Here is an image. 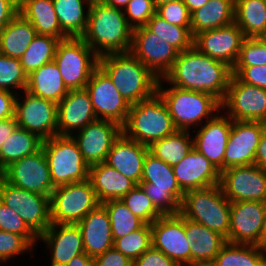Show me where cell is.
Segmentation results:
<instances>
[{"label":"cell","mask_w":266,"mask_h":266,"mask_svg":"<svg viewBox=\"0 0 266 266\" xmlns=\"http://www.w3.org/2000/svg\"><path fill=\"white\" fill-rule=\"evenodd\" d=\"M232 75L231 67L200 53L193 46L179 52L174 65L163 79L167 84L180 89L209 93L222 102Z\"/></svg>","instance_id":"1"},{"label":"cell","mask_w":266,"mask_h":266,"mask_svg":"<svg viewBox=\"0 0 266 266\" xmlns=\"http://www.w3.org/2000/svg\"><path fill=\"white\" fill-rule=\"evenodd\" d=\"M133 29L128 25L124 11L92 0L88 24L81 38L99 56L130 52Z\"/></svg>","instance_id":"2"},{"label":"cell","mask_w":266,"mask_h":266,"mask_svg":"<svg viewBox=\"0 0 266 266\" xmlns=\"http://www.w3.org/2000/svg\"><path fill=\"white\" fill-rule=\"evenodd\" d=\"M99 67L130 105L150 98L157 92L159 78L131 52L103 55L99 57Z\"/></svg>","instance_id":"3"},{"label":"cell","mask_w":266,"mask_h":266,"mask_svg":"<svg viewBox=\"0 0 266 266\" xmlns=\"http://www.w3.org/2000/svg\"><path fill=\"white\" fill-rule=\"evenodd\" d=\"M157 92L166 103L176 130L193 131L221 112V102L213 95L167 85L163 78L158 81Z\"/></svg>","instance_id":"4"},{"label":"cell","mask_w":266,"mask_h":266,"mask_svg":"<svg viewBox=\"0 0 266 266\" xmlns=\"http://www.w3.org/2000/svg\"><path fill=\"white\" fill-rule=\"evenodd\" d=\"M123 133L143 145L150 146L176 131L168 107L156 92L150 98L131 105Z\"/></svg>","instance_id":"5"},{"label":"cell","mask_w":266,"mask_h":266,"mask_svg":"<svg viewBox=\"0 0 266 266\" xmlns=\"http://www.w3.org/2000/svg\"><path fill=\"white\" fill-rule=\"evenodd\" d=\"M231 202L220 184L189 190L184 193L180 214L223 235L228 242Z\"/></svg>","instance_id":"6"},{"label":"cell","mask_w":266,"mask_h":266,"mask_svg":"<svg viewBox=\"0 0 266 266\" xmlns=\"http://www.w3.org/2000/svg\"><path fill=\"white\" fill-rule=\"evenodd\" d=\"M162 215L180 213L184 191L174 175L173 166L147 153L139 184Z\"/></svg>","instance_id":"7"},{"label":"cell","mask_w":266,"mask_h":266,"mask_svg":"<svg viewBox=\"0 0 266 266\" xmlns=\"http://www.w3.org/2000/svg\"><path fill=\"white\" fill-rule=\"evenodd\" d=\"M42 149L55 187L89 179V165L72 136L44 139Z\"/></svg>","instance_id":"8"},{"label":"cell","mask_w":266,"mask_h":266,"mask_svg":"<svg viewBox=\"0 0 266 266\" xmlns=\"http://www.w3.org/2000/svg\"><path fill=\"white\" fill-rule=\"evenodd\" d=\"M68 90L85 89L99 67V56L81 37H68L58 42L53 60Z\"/></svg>","instance_id":"9"},{"label":"cell","mask_w":266,"mask_h":266,"mask_svg":"<svg viewBox=\"0 0 266 266\" xmlns=\"http://www.w3.org/2000/svg\"><path fill=\"white\" fill-rule=\"evenodd\" d=\"M100 204L89 179L57 186L50 196L51 224H78Z\"/></svg>","instance_id":"10"},{"label":"cell","mask_w":266,"mask_h":266,"mask_svg":"<svg viewBox=\"0 0 266 266\" xmlns=\"http://www.w3.org/2000/svg\"><path fill=\"white\" fill-rule=\"evenodd\" d=\"M0 201L15 210L38 237L51 225L50 196L29 192L14 186L1 175Z\"/></svg>","instance_id":"11"},{"label":"cell","mask_w":266,"mask_h":266,"mask_svg":"<svg viewBox=\"0 0 266 266\" xmlns=\"http://www.w3.org/2000/svg\"><path fill=\"white\" fill-rule=\"evenodd\" d=\"M221 110L231 120L266 123V89L244 83L232 75Z\"/></svg>","instance_id":"12"},{"label":"cell","mask_w":266,"mask_h":266,"mask_svg":"<svg viewBox=\"0 0 266 266\" xmlns=\"http://www.w3.org/2000/svg\"><path fill=\"white\" fill-rule=\"evenodd\" d=\"M57 104L26 90L17 94L15 119L19 127L37 134L42 140L58 135Z\"/></svg>","instance_id":"13"},{"label":"cell","mask_w":266,"mask_h":266,"mask_svg":"<svg viewBox=\"0 0 266 266\" xmlns=\"http://www.w3.org/2000/svg\"><path fill=\"white\" fill-rule=\"evenodd\" d=\"M220 186L230 202L266 203V172L255 164L234 166L221 171Z\"/></svg>","instance_id":"14"},{"label":"cell","mask_w":266,"mask_h":266,"mask_svg":"<svg viewBox=\"0 0 266 266\" xmlns=\"http://www.w3.org/2000/svg\"><path fill=\"white\" fill-rule=\"evenodd\" d=\"M0 175L12 185L40 195L51 196L55 189L42 148L11 163Z\"/></svg>","instance_id":"15"},{"label":"cell","mask_w":266,"mask_h":266,"mask_svg":"<svg viewBox=\"0 0 266 266\" xmlns=\"http://www.w3.org/2000/svg\"><path fill=\"white\" fill-rule=\"evenodd\" d=\"M130 52L159 79L170 71L179 55L175 47L145 26L133 29Z\"/></svg>","instance_id":"16"},{"label":"cell","mask_w":266,"mask_h":266,"mask_svg":"<svg viewBox=\"0 0 266 266\" xmlns=\"http://www.w3.org/2000/svg\"><path fill=\"white\" fill-rule=\"evenodd\" d=\"M85 89L97 119L115 121L121 126L126 123L131 105L100 67L93 72Z\"/></svg>","instance_id":"17"},{"label":"cell","mask_w":266,"mask_h":266,"mask_svg":"<svg viewBox=\"0 0 266 266\" xmlns=\"http://www.w3.org/2000/svg\"><path fill=\"white\" fill-rule=\"evenodd\" d=\"M152 246L179 266L191 262V244L185 233V218L179 213L162 215L151 224Z\"/></svg>","instance_id":"18"},{"label":"cell","mask_w":266,"mask_h":266,"mask_svg":"<svg viewBox=\"0 0 266 266\" xmlns=\"http://www.w3.org/2000/svg\"><path fill=\"white\" fill-rule=\"evenodd\" d=\"M244 39L243 31L233 22L227 26L196 34L193 46L200 53L221 61L233 69Z\"/></svg>","instance_id":"19"},{"label":"cell","mask_w":266,"mask_h":266,"mask_svg":"<svg viewBox=\"0 0 266 266\" xmlns=\"http://www.w3.org/2000/svg\"><path fill=\"white\" fill-rule=\"evenodd\" d=\"M122 126L111 120L97 119L72 135L83 159L89 165L105 162Z\"/></svg>","instance_id":"20"},{"label":"cell","mask_w":266,"mask_h":266,"mask_svg":"<svg viewBox=\"0 0 266 266\" xmlns=\"http://www.w3.org/2000/svg\"><path fill=\"white\" fill-rule=\"evenodd\" d=\"M265 127L266 123L261 121L232 120L224 154V170L254 164L256 149Z\"/></svg>","instance_id":"21"},{"label":"cell","mask_w":266,"mask_h":266,"mask_svg":"<svg viewBox=\"0 0 266 266\" xmlns=\"http://www.w3.org/2000/svg\"><path fill=\"white\" fill-rule=\"evenodd\" d=\"M232 120L221 110L202 126L191 131L194 149L203 154L220 172L224 170V154ZM195 133V134H194Z\"/></svg>","instance_id":"22"},{"label":"cell","mask_w":266,"mask_h":266,"mask_svg":"<svg viewBox=\"0 0 266 266\" xmlns=\"http://www.w3.org/2000/svg\"><path fill=\"white\" fill-rule=\"evenodd\" d=\"M266 213V203L259 201L231 202L228 242L258 246Z\"/></svg>","instance_id":"23"},{"label":"cell","mask_w":266,"mask_h":266,"mask_svg":"<svg viewBox=\"0 0 266 266\" xmlns=\"http://www.w3.org/2000/svg\"><path fill=\"white\" fill-rule=\"evenodd\" d=\"M58 135L72 136L97 120L89 93L86 89L69 90L57 104Z\"/></svg>","instance_id":"24"},{"label":"cell","mask_w":266,"mask_h":266,"mask_svg":"<svg viewBox=\"0 0 266 266\" xmlns=\"http://www.w3.org/2000/svg\"><path fill=\"white\" fill-rule=\"evenodd\" d=\"M49 249L50 265L65 266L72 258L85 253L82 234L77 224H51L38 237Z\"/></svg>","instance_id":"25"},{"label":"cell","mask_w":266,"mask_h":266,"mask_svg":"<svg viewBox=\"0 0 266 266\" xmlns=\"http://www.w3.org/2000/svg\"><path fill=\"white\" fill-rule=\"evenodd\" d=\"M173 171L184 192L220 184L221 172L194 148L173 166Z\"/></svg>","instance_id":"26"},{"label":"cell","mask_w":266,"mask_h":266,"mask_svg":"<svg viewBox=\"0 0 266 266\" xmlns=\"http://www.w3.org/2000/svg\"><path fill=\"white\" fill-rule=\"evenodd\" d=\"M148 152V146L128 138L122 132L113 143L105 163L139 185Z\"/></svg>","instance_id":"27"},{"label":"cell","mask_w":266,"mask_h":266,"mask_svg":"<svg viewBox=\"0 0 266 266\" xmlns=\"http://www.w3.org/2000/svg\"><path fill=\"white\" fill-rule=\"evenodd\" d=\"M82 234L84 252L96 257L113 247L114 239L106 209L100 204L78 224Z\"/></svg>","instance_id":"28"},{"label":"cell","mask_w":266,"mask_h":266,"mask_svg":"<svg viewBox=\"0 0 266 266\" xmlns=\"http://www.w3.org/2000/svg\"><path fill=\"white\" fill-rule=\"evenodd\" d=\"M89 180L101 204L121 200L137 185L105 162L89 166Z\"/></svg>","instance_id":"29"},{"label":"cell","mask_w":266,"mask_h":266,"mask_svg":"<svg viewBox=\"0 0 266 266\" xmlns=\"http://www.w3.org/2000/svg\"><path fill=\"white\" fill-rule=\"evenodd\" d=\"M185 233L191 244V262H213L226 238L207 226L185 218Z\"/></svg>","instance_id":"30"},{"label":"cell","mask_w":266,"mask_h":266,"mask_svg":"<svg viewBox=\"0 0 266 266\" xmlns=\"http://www.w3.org/2000/svg\"><path fill=\"white\" fill-rule=\"evenodd\" d=\"M27 92L58 104L68 93L54 61L42 65L27 76Z\"/></svg>","instance_id":"31"},{"label":"cell","mask_w":266,"mask_h":266,"mask_svg":"<svg viewBox=\"0 0 266 266\" xmlns=\"http://www.w3.org/2000/svg\"><path fill=\"white\" fill-rule=\"evenodd\" d=\"M19 13L31 22L37 34L68 38L60 28L52 0H19Z\"/></svg>","instance_id":"32"},{"label":"cell","mask_w":266,"mask_h":266,"mask_svg":"<svg viewBox=\"0 0 266 266\" xmlns=\"http://www.w3.org/2000/svg\"><path fill=\"white\" fill-rule=\"evenodd\" d=\"M235 0H209L191 13V34L227 26L234 22Z\"/></svg>","instance_id":"33"},{"label":"cell","mask_w":266,"mask_h":266,"mask_svg":"<svg viewBox=\"0 0 266 266\" xmlns=\"http://www.w3.org/2000/svg\"><path fill=\"white\" fill-rule=\"evenodd\" d=\"M36 35L31 22L18 13L0 31V53L20 59Z\"/></svg>","instance_id":"34"},{"label":"cell","mask_w":266,"mask_h":266,"mask_svg":"<svg viewBox=\"0 0 266 266\" xmlns=\"http://www.w3.org/2000/svg\"><path fill=\"white\" fill-rule=\"evenodd\" d=\"M61 30L68 37H81L87 28L92 0H52Z\"/></svg>","instance_id":"35"},{"label":"cell","mask_w":266,"mask_h":266,"mask_svg":"<svg viewBox=\"0 0 266 266\" xmlns=\"http://www.w3.org/2000/svg\"><path fill=\"white\" fill-rule=\"evenodd\" d=\"M42 142L37 134L17 126L0 148V173L11 163L35 154Z\"/></svg>","instance_id":"36"},{"label":"cell","mask_w":266,"mask_h":266,"mask_svg":"<svg viewBox=\"0 0 266 266\" xmlns=\"http://www.w3.org/2000/svg\"><path fill=\"white\" fill-rule=\"evenodd\" d=\"M234 22L245 38H259L266 30V0H235Z\"/></svg>","instance_id":"37"},{"label":"cell","mask_w":266,"mask_h":266,"mask_svg":"<svg viewBox=\"0 0 266 266\" xmlns=\"http://www.w3.org/2000/svg\"><path fill=\"white\" fill-rule=\"evenodd\" d=\"M194 148L191 131L176 130L149 146V152L166 164H178Z\"/></svg>","instance_id":"38"},{"label":"cell","mask_w":266,"mask_h":266,"mask_svg":"<svg viewBox=\"0 0 266 266\" xmlns=\"http://www.w3.org/2000/svg\"><path fill=\"white\" fill-rule=\"evenodd\" d=\"M215 266H266L264 250L251 244L227 242L213 260Z\"/></svg>","instance_id":"39"},{"label":"cell","mask_w":266,"mask_h":266,"mask_svg":"<svg viewBox=\"0 0 266 266\" xmlns=\"http://www.w3.org/2000/svg\"><path fill=\"white\" fill-rule=\"evenodd\" d=\"M60 39L37 34L27 50L20 58L23 71L27 76L42 65L50 63L54 60L56 48Z\"/></svg>","instance_id":"40"},{"label":"cell","mask_w":266,"mask_h":266,"mask_svg":"<svg viewBox=\"0 0 266 266\" xmlns=\"http://www.w3.org/2000/svg\"><path fill=\"white\" fill-rule=\"evenodd\" d=\"M145 27L155 35L167 41L179 52L186 51L193 47L194 37L191 34V27H180L172 25L155 13L146 23Z\"/></svg>","instance_id":"41"},{"label":"cell","mask_w":266,"mask_h":266,"mask_svg":"<svg viewBox=\"0 0 266 266\" xmlns=\"http://www.w3.org/2000/svg\"><path fill=\"white\" fill-rule=\"evenodd\" d=\"M101 205L108 213L113 239L122 238L145 224L121 200H108Z\"/></svg>","instance_id":"42"},{"label":"cell","mask_w":266,"mask_h":266,"mask_svg":"<svg viewBox=\"0 0 266 266\" xmlns=\"http://www.w3.org/2000/svg\"><path fill=\"white\" fill-rule=\"evenodd\" d=\"M152 246L151 224H144L122 238L114 239L113 247L134 261Z\"/></svg>","instance_id":"43"},{"label":"cell","mask_w":266,"mask_h":266,"mask_svg":"<svg viewBox=\"0 0 266 266\" xmlns=\"http://www.w3.org/2000/svg\"><path fill=\"white\" fill-rule=\"evenodd\" d=\"M26 86L27 74L23 71L20 59L0 53V90L19 94Z\"/></svg>","instance_id":"44"},{"label":"cell","mask_w":266,"mask_h":266,"mask_svg":"<svg viewBox=\"0 0 266 266\" xmlns=\"http://www.w3.org/2000/svg\"><path fill=\"white\" fill-rule=\"evenodd\" d=\"M121 201L146 224H152L162 216L140 185H136L131 189Z\"/></svg>","instance_id":"45"},{"label":"cell","mask_w":266,"mask_h":266,"mask_svg":"<svg viewBox=\"0 0 266 266\" xmlns=\"http://www.w3.org/2000/svg\"><path fill=\"white\" fill-rule=\"evenodd\" d=\"M0 230L23 235L35 248L38 236L28 227L15 210L0 201Z\"/></svg>","instance_id":"46"},{"label":"cell","mask_w":266,"mask_h":266,"mask_svg":"<svg viewBox=\"0 0 266 266\" xmlns=\"http://www.w3.org/2000/svg\"><path fill=\"white\" fill-rule=\"evenodd\" d=\"M35 250L23 235L0 230V259H13L14 262L15 258L18 259L17 256L32 253L31 256Z\"/></svg>","instance_id":"47"},{"label":"cell","mask_w":266,"mask_h":266,"mask_svg":"<svg viewBox=\"0 0 266 266\" xmlns=\"http://www.w3.org/2000/svg\"><path fill=\"white\" fill-rule=\"evenodd\" d=\"M266 65V43L260 38H245L234 67Z\"/></svg>","instance_id":"48"},{"label":"cell","mask_w":266,"mask_h":266,"mask_svg":"<svg viewBox=\"0 0 266 266\" xmlns=\"http://www.w3.org/2000/svg\"><path fill=\"white\" fill-rule=\"evenodd\" d=\"M123 11L128 25L135 29L145 26L156 13V8L153 0H130Z\"/></svg>","instance_id":"49"},{"label":"cell","mask_w":266,"mask_h":266,"mask_svg":"<svg viewBox=\"0 0 266 266\" xmlns=\"http://www.w3.org/2000/svg\"><path fill=\"white\" fill-rule=\"evenodd\" d=\"M156 13L172 25L190 27L191 13L183 0L168 2L156 8Z\"/></svg>","instance_id":"50"},{"label":"cell","mask_w":266,"mask_h":266,"mask_svg":"<svg viewBox=\"0 0 266 266\" xmlns=\"http://www.w3.org/2000/svg\"><path fill=\"white\" fill-rule=\"evenodd\" d=\"M232 73L244 83L266 89V65L233 67Z\"/></svg>","instance_id":"51"},{"label":"cell","mask_w":266,"mask_h":266,"mask_svg":"<svg viewBox=\"0 0 266 266\" xmlns=\"http://www.w3.org/2000/svg\"><path fill=\"white\" fill-rule=\"evenodd\" d=\"M133 266H179L160 250L151 246L140 257L133 261Z\"/></svg>","instance_id":"52"},{"label":"cell","mask_w":266,"mask_h":266,"mask_svg":"<svg viewBox=\"0 0 266 266\" xmlns=\"http://www.w3.org/2000/svg\"><path fill=\"white\" fill-rule=\"evenodd\" d=\"M93 266H133V261L112 247L94 257Z\"/></svg>","instance_id":"53"},{"label":"cell","mask_w":266,"mask_h":266,"mask_svg":"<svg viewBox=\"0 0 266 266\" xmlns=\"http://www.w3.org/2000/svg\"><path fill=\"white\" fill-rule=\"evenodd\" d=\"M17 94L0 90V121L15 117V103Z\"/></svg>","instance_id":"54"},{"label":"cell","mask_w":266,"mask_h":266,"mask_svg":"<svg viewBox=\"0 0 266 266\" xmlns=\"http://www.w3.org/2000/svg\"><path fill=\"white\" fill-rule=\"evenodd\" d=\"M19 13V0H0V31Z\"/></svg>","instance_id":"55"},{"label":"cell","mask_w":266,"mask_h":266,"mask_svg":"<svg viewBox=\"0 0 266 266\" xmlns=\"http://www.w3.org/2000/svg\"><path fill=\"white\" fill-rule=\"evenodd\" d=\"M254 164L266 172V127L256 149Z\"/></svg>","instance_id":"56"},{"label":"cell","mask_w":266,"mask_h":266,"mask_svg":"<svg viewBox=\"0 0 266 266\" xmlns=\"http://www.w3.org/2000/svg\"><path fill=\"white\" fill-rule=\"evenodd\" d=\"M17 126L15 117L0 121V148Z\"/></svg>","instance_id":"57"},{"label":"cell","mask_w":266,"mask_h":266,"mask_svg":"<svg viewBox=\"0 0 266 266\" xmlns=\"http://www.w3.org/2000/svg\"><path fill=\"white\" fill-rule=\"evenodd\" d=\"M65 266H93V257L83 253L72 258Z\"/></svg>","instance_id":"58"},{"label":"cell","mask_w":266,"mask_h":266,"mask_svg":"<svg viewBox=\"0 0 266 266\" xmlns=\"http://www.w3.org/2000/svg\"><path fill=\"white\" fill-rule=\"evenodd\" d=\"M209 0H183L190 13L203 7Z\"/></svg>","instance_id":"59"},{"label":"cell","mask_w":266,"mask_h":266,"mask_svg":"<svg viewBox=\"0 0 266 266\" xmlns=\"http://www.w3.org/2000/svg\"><path fill=\"white\" fill-rule=\"evenodd\" d=\"M102 3L124 10L130 0H100Z\"/></svg>","instance_id":"60"},{"label":"cell","mask_w":266,"mask_h":266,"mask_svg":"<svg viewBox=\"0 0 266 266\" xmlns=\"http://www.w3.org/2000/svg\"><path fill=\"white\" fill-rule=\"evenodd\" d=\"M258 247L264 249L266 247V213L262 225V230L259 236Z\"/></svg>","instance_id":"61"},{"label":"cell","mask_w":266,"mask_h":266,"mask_svg":"<svg viewBox=\"0 0 266 266\" xmlns=\"http://www.w3.org/2000/svg\"><path fill=\"white\" fill-rule=\"evenodd\" d=\"M183 266H215L213 262H190Z\"/></svg>","instance_id":"62"},{"label":"cell","mask_w":266,"mask_h":266,"mask_svg":"<svg viewBox=\"0 0 266 266\" xmlns=\"http://www.w3.org/2000/svg\"><path fill=\"white\" fill-rule=\"evenodd\" d=\"M173 1H178V0H153L155 8H157L160 5H163L168 2H173Z\"/></svg>","instance_id":"63"},{"label":"cell","mask_w":266,"mask_h":266,"mask_svg":"<svg viewBox=\"0 0 266 266\" xmlns=\"http://www.w3.org/2000/svg\"><path fill=\"white\" fill-rule=\"evenodd\" d=\"M11 261V259H0V266H5L6 263H9Z\"/></svg>","instance_id":"64"},{"label":"cell","mask_w":266,"mask_h":266,"mask_svg":"<svg viewBox=\"0 0 266 266\" xmlns=\"http://www.w3.org/2000/svg\"><path fill=\"white\" fill-rule=\"evenodd\" d=\"M264 43H266V30L264 33L259 37Z\"/></svg>","instance_id":"65"},{"label":"cell","mask_w":266,"mask_h":266,"mask_svg":"<svg viewBox=\"0 0 266 266\" xmlns=\"http://www.w3.org/2000/svg\"><path fill=\"white\" fill-rule=\"evenodd\" d=\"M263 250H264V255H265V263H266V247Z\"/></svg>","instance_id":"66"}]
</instances>
